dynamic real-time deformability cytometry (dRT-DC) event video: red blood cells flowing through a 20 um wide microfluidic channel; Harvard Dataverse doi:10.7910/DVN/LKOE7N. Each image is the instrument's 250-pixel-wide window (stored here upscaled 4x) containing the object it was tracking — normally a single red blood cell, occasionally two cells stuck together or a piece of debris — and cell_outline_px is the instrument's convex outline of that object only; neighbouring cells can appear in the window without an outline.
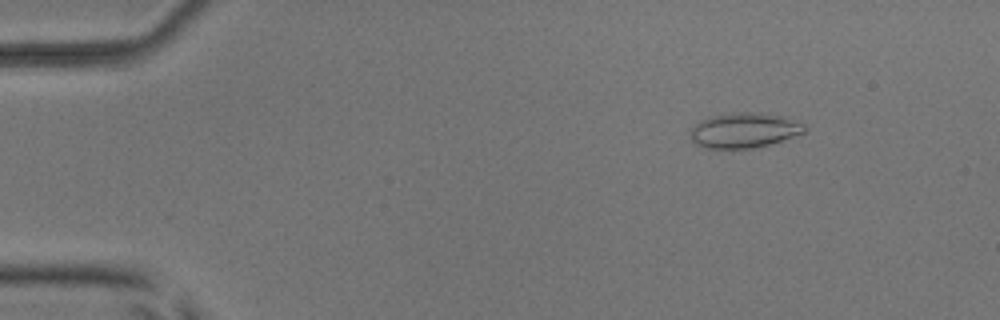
{"species": "common noctule bat (a hibernating species)", "species_latin": "Nyctalus noctula", "temperature_condition": "room temperature", "stored_images_in_passage": 13, "camera_frame_rate_fps": 3000, "um_per_image_px": 0.085, "animal": {"sex": "male", "body_mass_g": 17.9, "forearm_length_mm": 54.2}, "frame": {"image": 1, "passage_image": 3, "time_ms": 0.667, "image_size_px": [1000, 320], "cell_outline_px": [[808, 128], [804, 132], [756, 148], [728, 152], [704, 148], [696, 144], [688, 136], [692, 128], [700, 120], [708, 116], [732, 112], [752, 112], [784, 116], [804, 124]], "centroid_in_image_um": [63.17, 11.11], "position_along_channel_um": 21.8, "area_um2": 24.1}}